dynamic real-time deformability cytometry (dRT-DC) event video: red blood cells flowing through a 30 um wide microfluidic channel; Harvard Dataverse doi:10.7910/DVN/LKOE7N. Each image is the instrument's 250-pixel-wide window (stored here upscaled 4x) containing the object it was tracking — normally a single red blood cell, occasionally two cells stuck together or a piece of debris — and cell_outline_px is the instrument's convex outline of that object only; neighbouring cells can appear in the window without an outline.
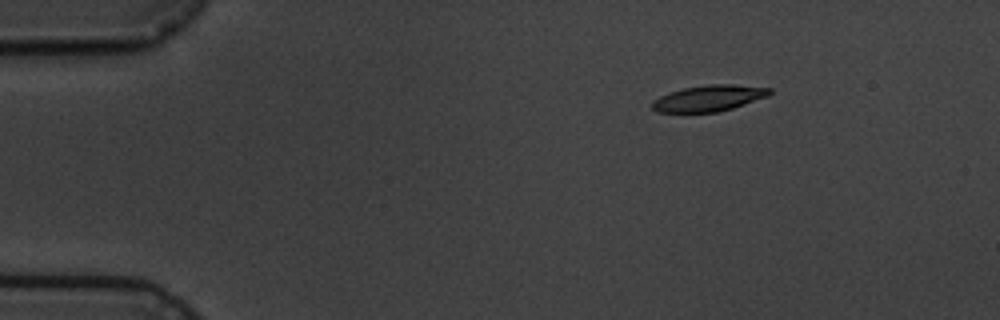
{"species": "common noctule bat (a hibernating species)", "species_latin": "Nyctalus noctula", "temperature_condition": "cold", "stored_images_in_passage": 5, "camera_frame_rate_fps": 3000, "um_per_image_px": 0.085, "animal": {"sex": "male", "body_mass_g": 19.5, "forearm_length_mm": 54.6}, "frame": {"image": 1, "passage_image": 3, "time_ms": 2.333, "image_size_px": [1000, 320], "cell_outline_px": [[772, 92], [768, 96], [732, 108], [716, 112], [656, 112], [652, 108], [652, 100], [660, 96], [684, 88], [712, 84], [732, 84], [772, 88]], "centroid_in_image_um": [60.26, 8.35], "position_along_channel_um": 24.7, "area_um2": 17.69}}